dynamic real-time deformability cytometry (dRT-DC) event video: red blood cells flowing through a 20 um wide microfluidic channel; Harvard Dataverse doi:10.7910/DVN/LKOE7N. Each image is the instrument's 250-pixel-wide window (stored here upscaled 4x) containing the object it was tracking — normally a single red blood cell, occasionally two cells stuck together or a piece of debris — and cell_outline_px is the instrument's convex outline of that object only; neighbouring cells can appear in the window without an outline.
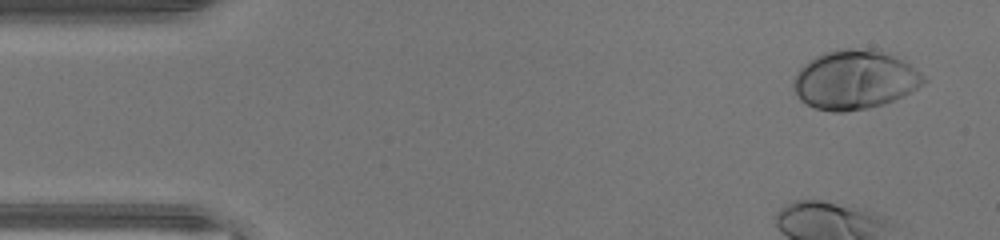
{"species": "human", "species_latin": "Homo sapiens", "temperature_condition": "warm", "stored_images_in_passage": 37, "camera_frame_rate_fps": 3000, "um_per_image_px": 0.085, "donor": {"sex": "male"}, "frame": {"image": 1, "passage_image": 3, "time_ms": 0.667, "image_size_px": [1000, 240], "cell_outline_px": [[928, 80], [912, 92], [904, 96], [884, 104], [868, 108], [844, 112], [832, 112], [816, 108], [800, 100], [792, 84], [800, 68], [808, 60], [824, 52], [848, 48], [880, 48], [908, 64], [920, 72]], "centroid_in_image_um": [72.67, 6.77], "position_along_channel_um": 12.3, "area_um2": 44.97}, "authors_computed_cell_mechanics": {"area_um2": 43.9858, "velocity_mm_per_s": 4.2742, "shape_relaxation_time_tau1_ms": 0.5317, "shape_relaxation_time_tau2_ms": null, "deformation_change_tau1": 0.0666, "deformation_change_tau2": null}}